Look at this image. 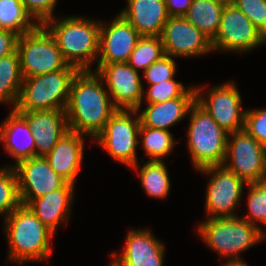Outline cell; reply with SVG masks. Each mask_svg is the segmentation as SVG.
<instances>
[{
  "instance_id": "obj_11",
  "label": "cell",
  "mask_w": 266,
  "mask_h": 266,
  "mask_svg": "<svg viewBox=\"0 0 266 266\" xmlns=\"http://www.w3.org/2000/svg\"><path fill=\"white\" fill-rule=\"evenodd\" d=\"M266 43V38L235 5L224 6L220 26L211 41L212 50L251 51Z\"/></svg>"
},
{
  "instance_id": "obj_8",
  "label": "cell",
  "mask_w": 266,
  "mask_h": 266,
  "mask_svg": "<svg viewBox=\"0 0 266 266\" xmlns=\"http://www.w3.org/2000/svg\"><path fill=\"white\" fill-rule=\"evenodd\" d=\"M137 113V110L118 109L94 138L112 158L136 170V147L140 142L141 126L139 115L135 116Z\"/></svg>"
},
{
  "instance_id": "obj_21",
  "label": "cell",
  "mask_w": 266,
  "mask_h": 266,
  "mask_svg": "<svg viewBox=\"0 0 266 266\" xmlns=\"http://www.w3.org/2000/svg\"><path fill=\"white\" fill-rule=\"evenodd\" d=\"M0 141L15 164L36 156L35 139L26 119L15 109L0 125Z\"/></svg>"
},
{
  "instance_id": "obj_26",
  "label": "cell",
  "mask_w": 266,
  "mask_h": 266,
  "mask_svg": "<svg viewBox=\"0 0 266 266\" xmlns=\"http://www.w3.org/2000/svg\"><path fill=\"white\" fill-rule=\"evenodd\" d=\"M38 25L32 21L20 0H0V29L10 30L21 36Z\"/></svg>"
},
{
  "instance_id": "obj_24",
  "label": "cell",
  "mask_w": 266,
  "mask_h": 266,
  "mask_svg": "<svg viewBox=\"0 0 266 266\" xmlns=\"http://www.w3.org/2000/svg\"><path fill=\"white\" fill-rule=\"evenodd\" d=\"M224 6L214 0H193L184 16L212 41L219 29Z\"/></svg>"
},
{
  "instance_id": "obj_40",
  "label": "cell",
  "mask_w": 266,
  "mask_h": 266,
  "mask_svg": "<svg viewBox=\"0 0 266 266\" xmlns=\"http://www.w3.org/2000/svg\"><path fill=\"white\" fill-rule=\"evenodd\" d=\"M111 256L114 257V261H112L113 263H111L110 266H127L125 263L119 260L114 253H112Z\"/></svg>"
},
{
  "instance_id": "obj_29",
  "label": "cell",
  "mask_w": 266,
  "mask_h": 266,
  "mask_svg": "<svg viewBox=\"0 0 266 266\" xmlns=\"http://www.w3.org/2000/svg\"><path fill=\"white\" fill-rule=\"evenodd\" d=\"M165 56L161 36H141L127 63L136 71L146 70Z\"/></svg>"
},
{
  "instance_id": "obj_5",
  "label": "cell",
  "mask_w": 266,
  "mask_h": 266,
  "mask_svg": "<svg viewBox=\"0 0 266 266\" xmlns=\"http://www.w3.org/2000/svg\"><path fill=\"white\" fill-rule=\"evenodd\" d=\"M260 226H254L239 218H211L197 228L205 244L221 257L241 259L240 253L266 238V232Z\"/></svg>"
},
{
  "instance_id": "obj_6",
  "label": "cell",
  "mask_w": 266,
  "mask_h": 266,
  "mask_svg": "<svg viewBox=\"0 0 266 266\" xmlns=\"http://www.w3.org/2000/svg\"><path fill=\"white\" fill-rule=\"evenodd\" d=\"M78 72L76 67L68 65L62 70L23 78L15 110H65L72 80Z\"/></svg>"
},
{
  "instance_id": "obj_12",
  "label": "cell",
  "mask_w": 266,
  "mask_h": 266,
  "mask_svg": "<svg viewBox=\"0 0 266 266\" xmlns=\"http://www.w3.org/2000/svg\"><path fill=\"white\" fill-rule=\"evenodd\" d=\"M203 88V89H202ZM196 102L223 128L227 133L244 129L245 111L242 109L241 96L233 82L214 86L204 97L196 87Z\"/></svg>"
},
{
  "instance_id": "obj_13",
  "label": "cell",
  "mask_w": 266,
  "mask_h": 266,
  "mask_svg": "<svg viewBox=\"0 0 266 266\" xmlns=\"http://www.w3.org/2000/svg\"><path fill=\"white\" fill-rule=\"evenodd\" d=\"M95 73L107 84V91L117 109L140 112L144 88L139 71L126 62L98 64Z\"/></svg>"
},
{
  "instance_id": "obj_14",
  "label": "cell",
  "mask_w": 266,
  "mask_h": 266,
  "mask_svg": "<svg viewBox=\"0 0 266 266\" xmlns=\"http://www.w3.org/2000/svg\"><path fill=\"white\" fill-rule=\"evenodd\" d=\"M17 175L20 200L27 205L32 199L62 188L67 182L43 156H35L12 165Z\"/></svg>"
},
{
  "instance_id": "obj_20",
  "label": "cell",
  "mask_w": 266,
  "mask_h": 266,
  "mask_svg": "<svg viewBox=\"0 0 266 266\" xmlns=\"http://www.w3.org/2000/svg\"><path fill=\"white\" fill-rule=\"evenodd\" d=\"M85 135L69 131L45 155L48 164L67 183L75 184L81 167Z\"/></svg>"
},
{
  "instance_id": "obj_38",
  "label": "cell",
  "mask_w": 266,
  "mask_h": 266,
  "mask_svg": "<svg viewBox=\"0 0 266 266\" xmlns=\"http://www.w3.org/2000/svg\"><path fill=\"white\" fill-rule=\"evenodd\" d=\"M169 17H184L193 0H164Z\"/></svg>"
},
{
  "instance_id": "obj_18",
  "label": "cell",
  "mask_w": 266,
  "mask_h": 266,
  "mask_svg": "<svg viewBox=\"0 0 266 266\" xmlns=\"http://www.w3.org/2000/svg\"><path fill=\"white\" fill-rule=\"evenodd\" d=\"M141 36H161L169 15L164 0H128L119 13Z\"/></svg>"
},
{
  "instance_id": "obj_4",
  "label": "cell",
  "mask_w": 266,
  "mask_h": 266,
  "mask_svg": "<svg viewBox=\"0 0 266 266\" xmlns=\"http://www.w3.org/2000/svg\"><path fill=\"white\" fill-rule=\"evenodd\" d=\"M188 150L193 165L198 170L210 166H222L227 148L228 134L195 102L188 113Z\"/></svg>"
},
{
  "instance_id": "obj_37",
  "label": "cell",
  "mask_w": 266,
  "mask_h": 266,
  "mask_svg": "<svg viewBox=\"0 0 266 266\" xmlns=\"http://www.w3.org/2000/svg\"><path fill=\"white\" fill-rule=\"evenodd\" d=\"M18 38L15 32L0 29V59L17 50Z\"/></svg>"
},
{
  "instance_id": "obj_36",
  "label": "cell",
  "mask_w": 266,
  "mask_h": 266,
  "mask_svg": "<svg viewBox=\"0 0 266 266\" xmlns=\"http://www.w3.org/2000/svg\"><path fill=\"white\" fill-rule=\"evenodd\" d=\"M31 15V17L37 21L38 24H43L53 16V11L57 0H20Z\"/></svg>"
},
{
  "instance_id": "obj_7",
  "label": "cell",
  "mask_w": 266,
  "mask_h": 266,
  "mask_svg": "<svg viewBox=\"0 0 266 266\" xmlns=\"http://www.w3.org/2000/svg\"><path fill=\"white\" fill-rule=\"evenodd\" d=\"M17 53L23 78L55 72L69 65L52 35L41 24L19 36Z\"/></svg>"
},
{
  "instance_id": "obj_41",
  "label": "cell",
  "mask_w": 266,
  "mask_h": 266,
  "mask_svg": "<svg viewBox=\"0 0 266 266\" xmlns=\"http://www.w3.org/2000/svg\"><path fill=\"white\" fill-rule=\"evenodd\" d=\"M217 1L218 3L222 4L223 6H228V5H234L236 0H214Z\"/></svg>"
},
{
  "instance_id": "obj_39",
  "label": "cell",
  "mask_w": 266,
  "mask_h": 266,
  "mask_svg": "<svg viewBox=\"0 0 266 266\" xmlns=\"http://www.w3.org/2000/svg\"><path fill=\"white\" fill-rule=\"evenodd\" d=\"M228 259L229 258H227V261L223 266H247L244 260L242 259Z\"/></svg>"
},
{
  "instance_id": "obj_27",
  "label": "cell",
  "mask_w": 266,
  "mask_h": 266,
  "mask_svg": "<svg viewBox=\"0 0 266 266\" xmlns=\"http://www.w3.org/2000/svg\"><path fill=\"white\" fill-rule=\"evenodd\" d=\"M163 161H148L141 166L139 173L145 192L154 198L164 199L170 191V180Z\"/></svg>"
},
{
  "instance_id": "obj_1",
  "label": "cell",
  "mask_w": 266,
  "mask_h": 266,
  "mask_svg": "<svg viewBox=\"0 0 266 266\" xmlns=\"http://www.w3.org/2000/svg\"><path fill=\"white\" fill-rule=\"evenodd\" d=\"M102 83L92 70L79 71L73 78L65 108L69 131L95 138L118 110Z\"/></svg>"
},
{
  "instance_id": "obj_34",
  "label": "cell",
  "mask_w": 266,
  "mask_h": 266,
  "mask_svg": "<svg viewBox=\"0 0 266 266\" xmlns=\"http://www.w3.org/2000/svg\"><path fill=\"white\" fill-rule=\"evenodd\" d=\"M176 68L173 58L165 55L144 70L143 74L150 85H155L165 80L174 79Z\"/></svg>"
},
{
  "instance_id": "obj_25",
  "label": "cell",
  "mask_w": 266,
  "mask_h": 266,
  "mask_svg": "<svg viewBox=\"0 0 266 266\" xmlns=\"http://www.w3.org/2000/svg\"><path fill=\"white\" fill-rule=\"evenodd\" d=\"M23 82L17 50L0 59V102L14 104L15 109Z\"/></svg>"
},
{
  "instance_id": "obj_16",
  "label": "cell",
  "mask_w": 266,
  "mask_h": 266,
  "mask_svg": "<svg viewBox=\"0 0 266 266\" xmlns=\"http://www.w3.org/2000/svg\"><path fill=\"white\" fill-rule=\"evenodd\" d=\"M141 35L120 14L110 25L100 21L98 64L126 63Z\"/></svg>"
},
{
  "instance_id": "obj_10",
  "label": "cell",
  "mask_w": 266,
  "mask_h": 266,
  "mask_svg": "<svg viewBox=\"0 0 266 266\" xmlns=\"http://www.w3.org/2000/svg\"><path fill=\"white\" fill-rule=\"evenodd\" d=\"M209 174L205 208L211 218H234V211L240 203L243 186L247 182L223 166H210L199 170Z\"/></svg>"
},
{
  "instance_id": "obj_2",
  "label": "cell",
  "mask_w": 266,
  "mask_h": 266,
  "mask_svg": "<svg viewBox=\"0 0 266 266\" xmlns=\"http://www.w3.org/2000/svg\"><path fill=\"white\" fill-rule=\"evenodd\" d=\"M42 25L52 35L69 65L79 71H91V62L99 53L100 21L78 16L59 20L53 17Z\"/></svg>"
},
{
  "instance_id": "obj_17",
  "label": "cell",
  "mask_w": 266,
  "mask_h": 266,
  "mask_svg": "<svg viewBox=\"0 0 266 266\" xmlns=\"http://www.w3.org/2000/svg\"><path fill=\"white\" fill-rule=\"evenodd\" d=\"M29 124L35 139L36 156L51 152L57 142L69 132L65 110L17 111Z\"/></svg>"
},
{
  "instance_id": "obj_31",
  "label": "cell",
  "mask_w": 266,
  "mask_h": 266,
  "mask_svg": "<svg viewBox=\"0 0 266 266\" xmlns=\"http://www.w3.org/2000/svg\"><path fill=\"white\" fill-rule=\"evenodd\" d=\"M247 188L249 214L243 219L254 226H257L255 221L266 224V180L248 183Z\"/></svg>"
},
{
  "instance_id": "obj_32",
  "label": "cell",
  "mask_w": 266,
  "mask_h": 266,
  "mask_svg": "<svg viewBox=\"0 0 266 266\" xmlns=\"http://www.w3.org/2000/svg\"><path fill=\"white\" fill-rule=\"evenodd\" d=\"M181 82L174 79L150 85L146 93L147 103H161L183 96L187 91Z\"/></svg>"
},
{
  "instance_id": "obj_35",
  "label": "cell",
  "mask_w": 266,
  "mask_h": 266,
  "mask_svg": "<svg viewBox=\"0 0 266 266\" xmlns=\"http://www.w3.org/2000/svg\"><path fill=\"white\" fill-rule=\"evenodd\" d=\"M244 129L266 147V109L246 110Z\"/></svg>"
},
{
  "instance_id": "obj_23",
  "label": "cell",
  "mask_w": 266,
  "mask_h": 266,
  "mask_svg": "<svg viewBox=\"0 0 266 266\" xmlns=\"http://www.w3.org/2000/svg\"><path fill=\"white\" fill-rule=\"evenodd\" d=\"M74 192V185L66 183L62 188L32 199L27 206L45 226L55 232L59 224L68 222Z\"/></svg>"
},
{
  "instance_id": "obj_3",
  "label": "cell",
  "mask_w": 266,
  "mask_h": 266,
  "mask_svg": "<svg viewBox=\"0 0 266 266\" xmlns=\"http://www.w3.org/2000/svg\"><path fill=\"white\" fill-rule=\"evenodd\" d=\"M9 242L8 260L22 264L27 260H47L54 232L45 226L27 205L21 204L5 219Z\"/></svg>"
},
{
  "instance_id": "obj_19",
  "label": "cell",
  "mask_w": 266,
  "mask_h": 266,
  "mask_svg": "<svg viewBox=\"0 0 266 266\" xmlns=\"http://www.w3.org/2000/svg\"><path fill=\"white\" fill-rule=\"evenodd\" d=\"M123 253L116 257L127 266H163L165 246L149 230H130Z\"/></svg>"
},
{
  "instance_id": "obj_30",
  "label": "cell",
  "mask_w": 266,
  "mask_h": 266,
  "mask_svg": "<svg viewBox=\"0 0 266 266\" xmlns=\"http://www.w3.org/2000/svg\"><path fill=\"white\" fill-rule=\"evenodd\" d=\"M21 204L14 168L12 166L0 168V214H5L6 219Z\"/></svg>"
},
{
  "instance_id": "obj_15",
  "label": "cell",
  "mask_w": 266,
  "mask_h": 266,
  "mask_svg": "<svg viewBox=\"0 0 266 266\" xmlns=\"http://www.w3.org/2000/svg\"><path fill=\"white\" fill-rule=\"evenodd\" d=\"M161 39L167 56L193 57L213 51L211 41L185 17H169Z\"/></svg>"
},
{
  "instance_id": "obj_9",
  "label": "cell",
  "mask_w": 266,
  "mask_h": 266,
  "mask_svg": "<svg viewBox=\"0 0 266 266\" xmlns=\"http://www.w3.org/2000/svg\"><path fill=\"white\" fill-rule=\"evenodd\" d=\"M222 166L247 183L266 180V147L245 129L229 133Z\"/></svg>"
},
{
  "instance_id": "obj_28",
  "label": "cell",
  "mask_w": 266,
  "mask_h": 266,
  "mask_svg": "<svg viewBox=\"0 0 266 266\" xmlns=\"http://www.w3.org/2000/svg\"><path fill=\"white\" fill-rule=\"evenodd\" d=\"M139 136L150 161H163V157L172 152L175 140L169 130L140 126Z\"/></svg>"
},
{
  "instance_id": "obj_33",
  "label": "cell",
  "mask_w": 266,
  "mask_h": 266,
  "mask_svg": "<svg viewBox=\"0 0 266 266\" xmlns=\"http://www.w3.org/2000/svg\"><path fill=\"white\" fill-rule=\"evenodd\" d=\"M234 5L250 19L266 38V0H236Z\"/></svg>"
},
{
  "instance_id": "obj_22",
  "label": "cell",
  "mask_w": 266,
  "mask_h": 266,
  "mask_svg": "<svg viewBox=\"0 0 266 266\" xmlns=\"http://www.w3.org/2000/svg\"><path fill=\"white\" fill-rule=\"evenodd\" d=\"M196 102V89L190 88L181 97L161 103H148L139 114L141 126L169 130L168 128L188 115Z\"/></svg>"
}]
</instances>
